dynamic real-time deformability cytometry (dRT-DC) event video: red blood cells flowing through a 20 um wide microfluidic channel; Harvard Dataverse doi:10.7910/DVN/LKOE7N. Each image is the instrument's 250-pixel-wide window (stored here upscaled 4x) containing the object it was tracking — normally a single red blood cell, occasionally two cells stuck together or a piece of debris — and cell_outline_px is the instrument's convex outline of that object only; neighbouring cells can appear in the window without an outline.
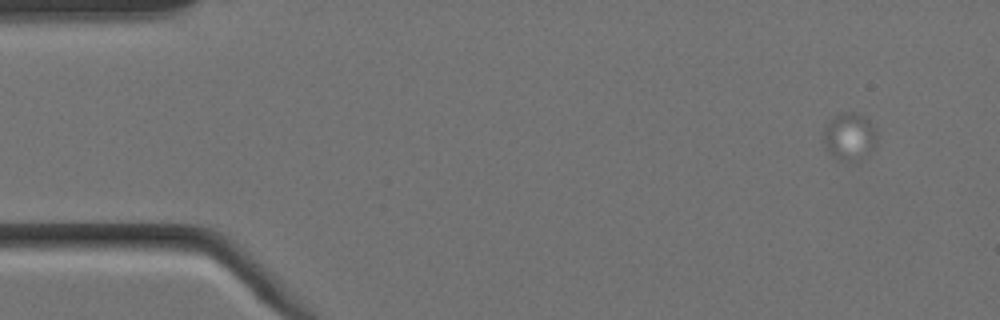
{"species": "Egyptian fruit bat (a non-hibernating species)", "species_latin": "Rousettus aegyptiacus", "temperature_condition": "cold", "stored_images_in_passage": 4, "segment_of_instrument_passage": [1, 2], "camera_frame_rate_fps": 3000, "um_per_image_px": 0.085, "animal": {"sex": "female"}, "frame": {"image": 1, "passage_image": 1, "time_ms": 0.0, "image_size_px": [1000, 320], "cell_outline_px": [[876, 144], [872, 152], [860, 164], [848, 164], [836, 160], [824, 148], [824, 132], [828, 124], [836, 116], [844, 112], [852, 112], [864, 116], [876, 128]], "centroid_in_image_um": [72.25, 11.74], "position_along_channel_um": 12.7, "area_um2": 15.43}}